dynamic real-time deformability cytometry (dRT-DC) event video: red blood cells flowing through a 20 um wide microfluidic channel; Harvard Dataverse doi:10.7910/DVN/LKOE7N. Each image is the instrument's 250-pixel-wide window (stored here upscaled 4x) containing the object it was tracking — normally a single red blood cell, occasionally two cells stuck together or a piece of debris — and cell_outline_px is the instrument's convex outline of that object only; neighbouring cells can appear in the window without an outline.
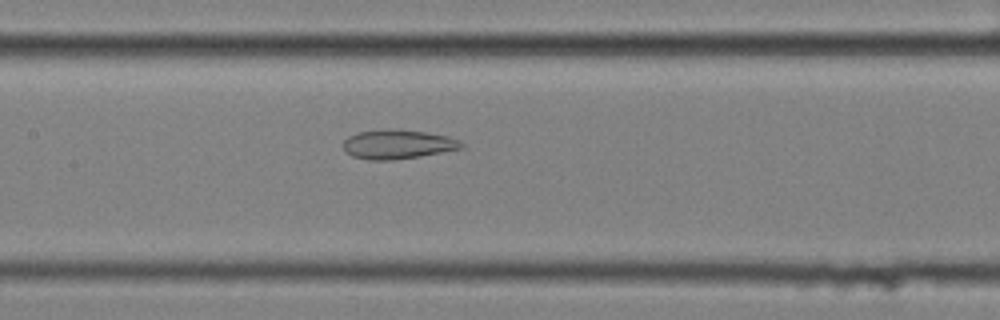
{"species": "common noctule bat (a hibernating species)", "species_latin": "Nyctalus noctula", "temperature_condition": "cold", "stored_images_in_passage": 59, "camera_frame_rate_fps": 3000, "um_per_image_px": 0.085, "animal": {"sex": "female", "body_mass_g": 25.1}, "frame": {"image": 1, "passage_image": 28, "time_ms": 9.0, "image_size_px": [1000, 320], "cell_outline_px": [[464, 148], [420, 156], [392, 160], [368, 160], [352, 156], [344, 152], [344, 140], [348, 136], [356, 132], [396, 128], [400, 128], [448, 136], [460, 140], [464, 144]], "centroid_in_image_um": [33.8, 12.26], "position_along_channel_um": 173.6, "area_um2": 20.35}}
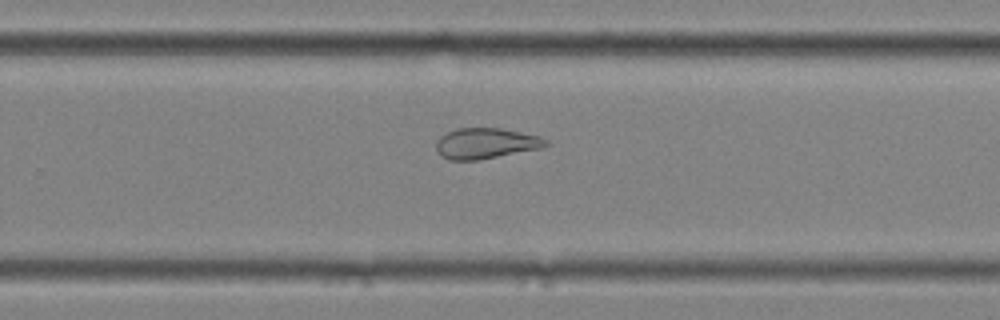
{"frame": {"image": 2, "passage_image": 38, "time_ms": 12.333, "image_size_px": [1000, 320], "cell_outline_px": [[552, 144], [540, 148], [476, 160], [448, 160], [440, 156], [436, 152], [436, 140], [440, 136], [448, 132], [460, 128], [500, 128], [540, 136], [548, 140]], "centroid_in_image_um": [41.28, 12.19], "position_along_channel_um": 288.5, "area_um2": 19.59}}
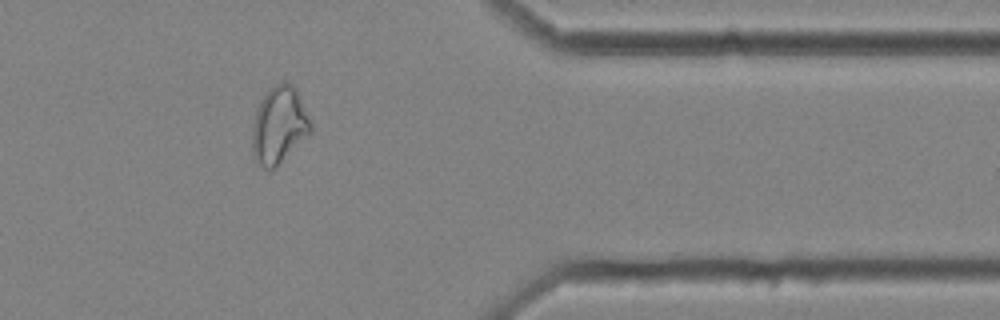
{"frame": {"image": 3, "passage_image": 48, "time_ms": 15.667, "image_size_px": [1000, 320], "cell_outline_px": [[312, 132], [276, 168], [264, 168], [260, 164], [252, 152], [252, 128], [256, 108], [260, 100], [276, 84], [284, 80], [292, 84], [296, 88], [312, 120]], "centroid_in_image_um": [23.76, 10.63], "position_along_channel_um": 387.6, "area_um2": 26.47}}